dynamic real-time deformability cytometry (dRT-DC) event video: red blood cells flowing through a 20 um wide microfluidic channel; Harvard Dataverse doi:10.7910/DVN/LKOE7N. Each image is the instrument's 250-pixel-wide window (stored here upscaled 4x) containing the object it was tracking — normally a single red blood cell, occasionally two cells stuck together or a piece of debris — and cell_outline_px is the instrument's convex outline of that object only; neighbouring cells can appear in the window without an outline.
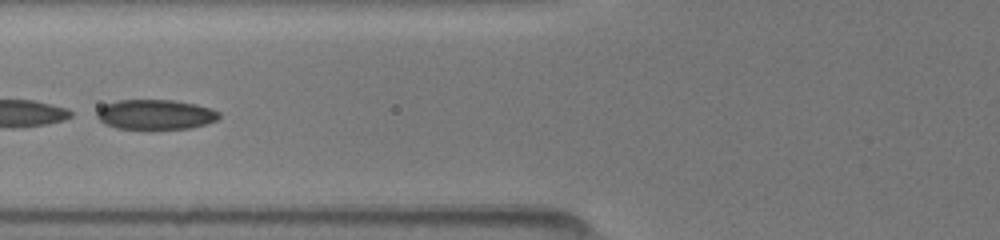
{"species": "common noctule bat (a hibernating species)", "species_latin": "Nyctalus noctula", "temperature_condition": "room temperature", "stored_images_in_passage": 25, "camera_frame_rate_fps": 3000, "um_per_image_px": 0.085, "animal": {"sex": "female", "body_mass_g": 19.5, "forearm_length_mm": 54.1}, "frame": {"image": 1, "passage_image": 14, "time_ms": 2.667, "image_size_px": [1000, 240], "cell_outline_px": [[220, 116], [216, 120], [192, 128], [148, 132], [116, 128], [104, 124], [96, 116], [96, 112], [104, 104], [116, 100], [176, 100], [196, 104], [212, 108], [220, 112]], "centroid_in_image_um": [13.19, 9.78], "position_along_channel_um": 112.6, "area_um2": 22.37}}
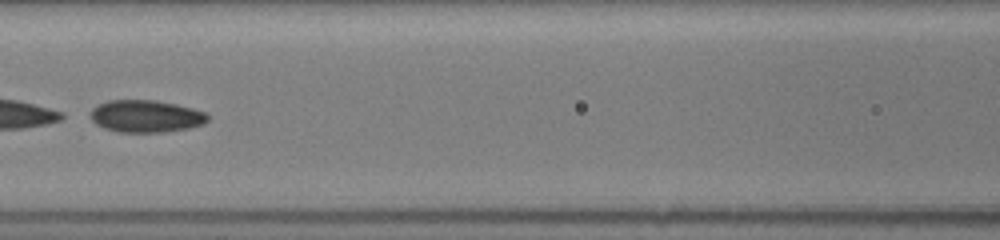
{"frame": {"image": 2, "passage_image": 19, "time_ms": 3.667, "image_size_px": [1000, 240], "cell_outline_px": [[208, 120], [204, 124], [188, 128], [164, 132], [116, 132], [104, 128], [96, 124], [92, 120], [92, 108], [96, 104], [108, 100], [156, 100], [176, 104], [192, 108], [204, 112], [208, 116]], "centroid_in_image_um": [12.39, 9.87], "position_along_channel_um": 154.2, "area_um2": 22.08}}
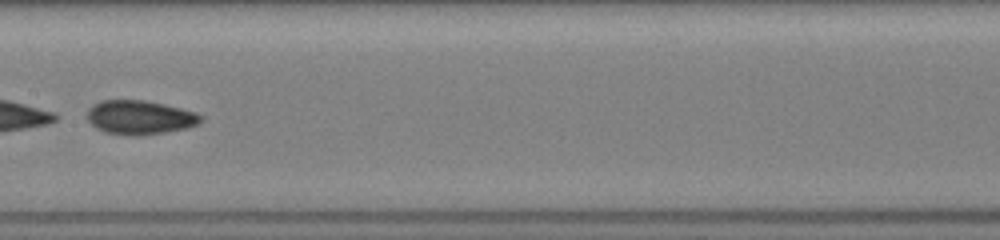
{"frame": {"image": 3, "passage_image": 24, "time_ms": 4.667, "image_size_px": [1000, 240], "cell_outline_px": [[204, 120], [200, 124], [188, 128], [164, 132], [132, 136], [104, 132], [96, 128], [88, 120], [88, 108], [92, 104], [100, 100], [144, 100], [164, 104], [196, 112], [204, 116]], "centroid_in_image_um": [11.91, 9.97], "position_along_channel_um": 195.5, "area_um2": 22.72}}